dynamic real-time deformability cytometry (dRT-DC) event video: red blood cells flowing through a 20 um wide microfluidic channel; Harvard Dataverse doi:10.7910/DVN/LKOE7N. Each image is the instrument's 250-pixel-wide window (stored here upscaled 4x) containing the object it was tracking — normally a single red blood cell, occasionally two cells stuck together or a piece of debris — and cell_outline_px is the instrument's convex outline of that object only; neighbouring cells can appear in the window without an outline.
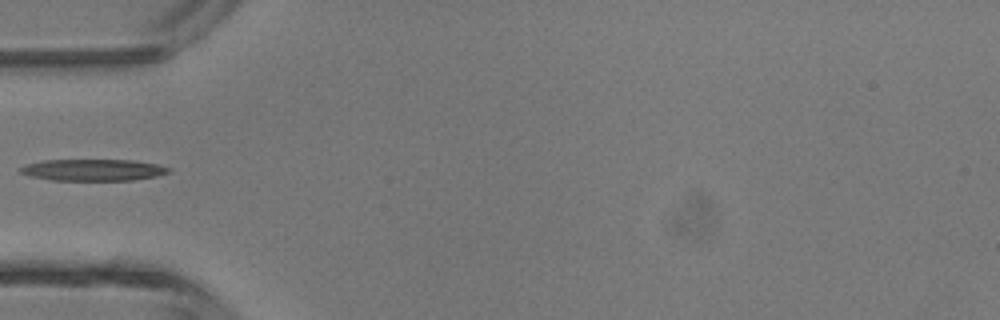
{"species": "common noctule bat (a hibernating species)", "species_latin": "Nyctalus noctula", "temperature_condition": "room temperature", "stored_images_in_passage": 3, "camera_frame_rate_fps": 3000, "um_per_image_px": 0.085, "animal": {"sex": "male", "body_mass_g": 13.3}, "frame": {"image": 1, "passage_image": 3, "time_ms": 0.667, "image_size_px": [1000, 320], "cell_outline_px": [[172, 168], [168, 172], [156, 176], [132, 180], [52, 180], [28, 176], [20, 172], [16, 168], [24, 164], [44, 160], [132, 160], [160, 164]], "centroid_in_image_um": [7.87, 14.44], "position_along_channel_um": 77.1, "area_um2": 18.84}}